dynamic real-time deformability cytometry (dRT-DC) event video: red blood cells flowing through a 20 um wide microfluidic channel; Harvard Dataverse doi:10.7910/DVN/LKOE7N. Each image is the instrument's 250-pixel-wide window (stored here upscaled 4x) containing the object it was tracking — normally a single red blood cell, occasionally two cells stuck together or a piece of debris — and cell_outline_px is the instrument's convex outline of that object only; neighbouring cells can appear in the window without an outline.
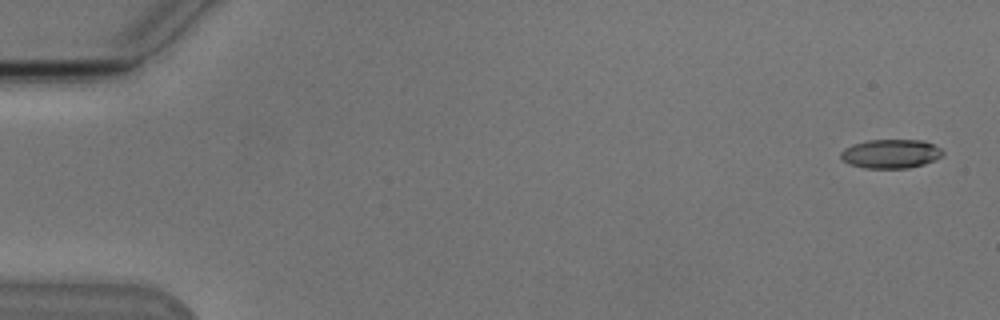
{"species": "Egyptian fruit bat (a non-hibernating species)", "species_latin": "Rousettus aegyptiacus", "temperature_condition": "cold", "stored_images_in_passage": 12, "camera_frame_rate_fps": 3000, "um_per_image_px": 0.085, "animal": {"sex": "male"}, "frame": {"image": 1, "passage_image": 2, "time_ms": 0.333, "image_size_px": [1000, 320], "cell_outline_px": [[944, 152], [940, 156], [924, 164], [908, 168], [864, 168], [848, 164], [840, 156], [840, 152], [844, 148], [852, 144], [868, 140], [924, 140], [940, 148]], "centroid_in_image_um": [75.67, 13.07], "position_along_channel_um": 9.3, "area_um2": 17.17}}